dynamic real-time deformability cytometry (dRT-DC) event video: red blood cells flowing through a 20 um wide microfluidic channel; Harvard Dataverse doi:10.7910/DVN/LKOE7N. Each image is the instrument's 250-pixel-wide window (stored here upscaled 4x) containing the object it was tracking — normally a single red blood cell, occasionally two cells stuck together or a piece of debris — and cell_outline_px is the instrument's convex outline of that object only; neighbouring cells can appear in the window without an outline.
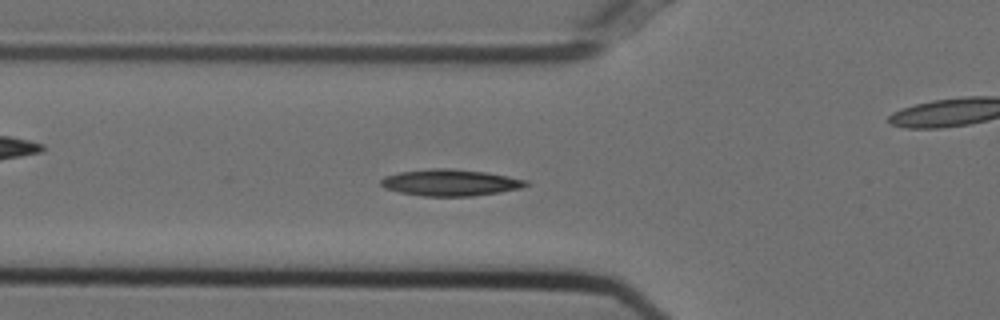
{"species": "Egyptian fruit bat (a non-hibernating species)", "species_latin": "Rousettus aegyptiacus", "temperature_condition": "cold", "stored_images_in_passage": 55, "camera_frame_rate_fps": 3000, "um_per_image_px": 0.085, "animal": {"sex": "female"}, "frame": {"image": 1, "passage_image": 19, "time_ms": 6.0, "image_size_px": [1000, 320], "cell_outline_px": [[532, 184], [520, 188], [500, 192], [472, 196], [424, 196], [400, 192], [384, 188], [380, 184], [380, 180], [384, 176], [400, 172], [432, 168], [448, 168], [484, 172], [528, 180]], "centroid_in_image_um": [38.28, 15.52], "position_along_channel_um": 87.5, "area_um2": 22.37}}
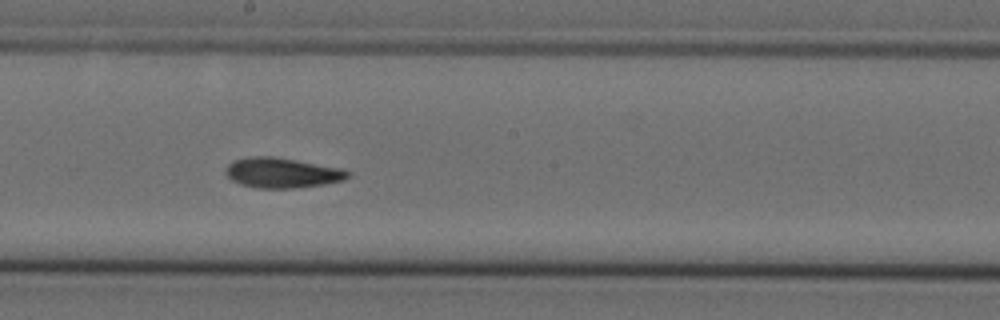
{"frame": {"image": 2, "passage_image": 30, "time_ms": 9.667, "image_size_px": [1000, 320], "cell_outline_px": [[352, 176], [344, 180], [324, 184], [292, 188], [256, 188], [240, 184], [232, 180], [224, 172], [228, 164], [236, 160], [252, 156], [272, 156], [344, 168], [352, 172]], "centroid_in_image_um": [24.03, 14.69], "position_along_channel_um": 224.2, "area_um2": 21.56}}
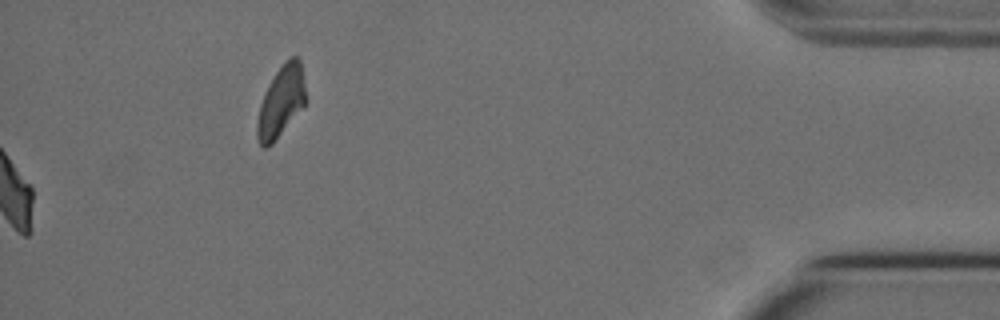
{"frame": {"image": 3, "passage_image": 55, "time_ms": 18.0, "image_size_px": [1000, 320], "cell_outline_px": [[304, 108], [272, 144], [268, 148], [264, 148], [260, 144], [256, 136], [256, 124], [260, 104], [264, 92], [268, 84], [276, 72], [292, 56], [296, 56], [300, 60], [304, 84]], "centroid_in_image_um": [23.86, 8.7], "position_along_channel_um": 411.3, "area_um2": 19.94}, "authors_computed_cell_mechanics": {"area_um2": 20.519, "velocity_mm_per_s": 3.7152, "shape_relaxation_time_tau1_ms": 6.9862, "shape_relaxation_time_tau2_ms": 3.8506, "deformation_change_tau1": 0.1951, "deformation_change_tau2": 0.1071}}